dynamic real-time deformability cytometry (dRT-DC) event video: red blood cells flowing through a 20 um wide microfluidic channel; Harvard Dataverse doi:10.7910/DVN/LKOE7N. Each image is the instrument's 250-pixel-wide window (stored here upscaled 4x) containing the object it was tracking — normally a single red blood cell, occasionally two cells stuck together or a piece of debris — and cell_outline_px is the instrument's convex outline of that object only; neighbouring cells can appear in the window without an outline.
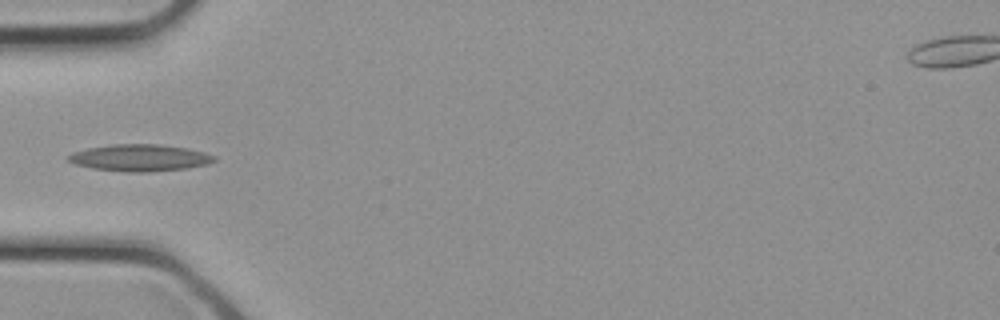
{"species": "common noctule bat (a hibernating species)", "species_latin": "Nyctalus noctula", "temperature_condition": "cold", "stored_images_in_passage": 5, "camera_frame_rate_fps": 3000, "um_per_image_px": 0.085, "animal": {"sex": "female", "body_mass_g": 21.9}, "frame": {"image": 1, "passage_image": 2, "time_ms": 0.333, "image_size_px": [1000, 320], "cell_outline_px": [[216, 160], [208, 164], [188, 168], [148, 172], [128, 172], [92, 168], [76, 164], [68, 160], [64, 156], [72, 152], [88, 148], [112, 144], [160, 144], [188, 148], [204, 152], [216, 156]], "centroid_in_image_um": [11.89, 13.41], "position_along_channel_um": 73.1, "area_um2": 22.95}}
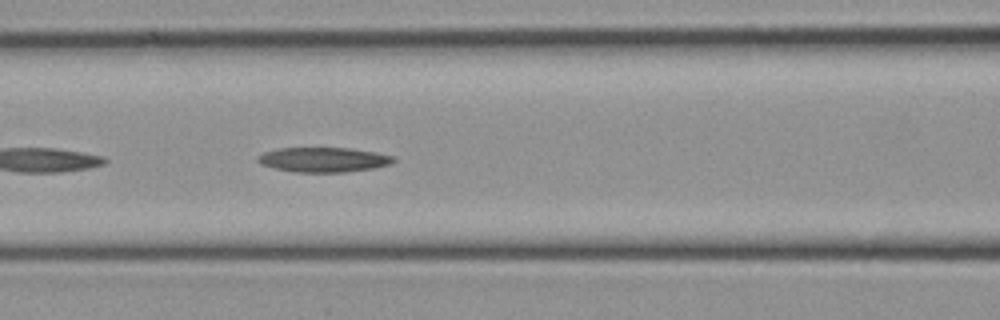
{"frame": {"image": 2, "passage_image": 5, "time_ms": 1.333, "image_size_px": [1000, 320], "cell_outline_px": [[396, 160], [392, 164], [372, 168], [344, 172], [296, 172], [276, 168], [260, 164], [256, 160], [256, 156], [264, 152], [276, 148], [352, 148], [376, 152], [396, 156]], "centroid_in_image_um": [27.51, 13.56], "position_along_channel_um": 139.1, "area_um2": 19.71}}